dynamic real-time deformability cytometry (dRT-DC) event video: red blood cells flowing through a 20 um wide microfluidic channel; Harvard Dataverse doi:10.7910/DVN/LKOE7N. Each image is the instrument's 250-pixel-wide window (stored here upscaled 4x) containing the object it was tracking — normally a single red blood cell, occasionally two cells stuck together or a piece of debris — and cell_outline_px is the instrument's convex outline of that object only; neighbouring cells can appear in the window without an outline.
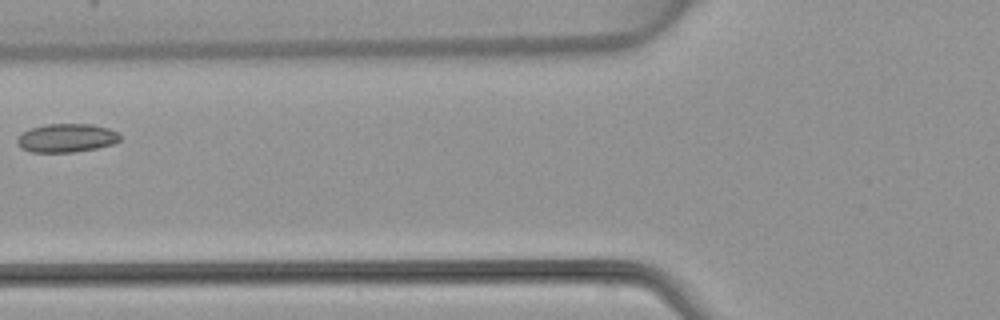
{"species": "common noctule bat (a hibernating species)", "species_latin": "Nyctalus noctula", "temperature_condition": "warm", "stored_images_in_passage": 3, "camera_frame_rate_fps": 3000, "um_per_image_px": 0.085, "animal": {"sex": "female", "body_mass_g": 22.7, "forearm_length_mm": 54.2}, "frame": {"image": 1, "passage_image": 3, "time_ms": 2.333, "image_size_px": [1000, 320], "cell_outline_px": [[120, 140], [112, 144], [96, 148], [72, 152], [32, 152], [20, 148], [16, 144], [16, 140], [24, 132], [32, 128], [44, 124], [92, 124], [108, 128], [116, 132], [120, 136]], "centroid_in_image_um": [5.64, 11.73], "position_along_channel_um": 120.2, "area_um2": 16.99}}